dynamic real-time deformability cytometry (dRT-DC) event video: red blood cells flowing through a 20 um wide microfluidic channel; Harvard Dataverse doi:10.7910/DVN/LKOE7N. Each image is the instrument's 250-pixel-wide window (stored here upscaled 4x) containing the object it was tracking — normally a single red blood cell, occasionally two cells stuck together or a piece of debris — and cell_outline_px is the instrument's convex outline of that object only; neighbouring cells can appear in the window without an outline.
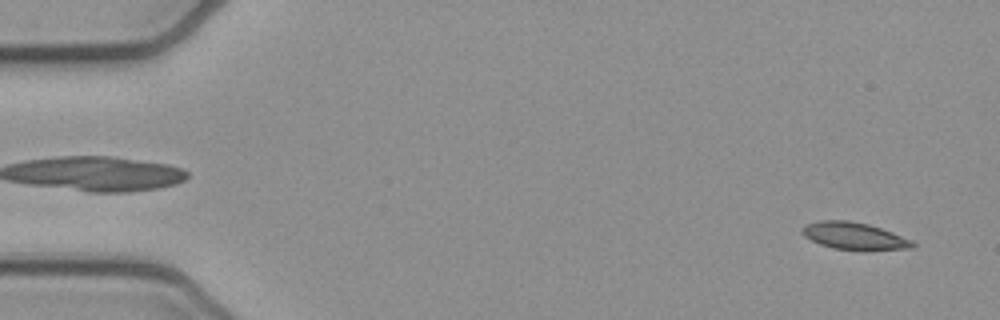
{"species": "common noctule bat (a hibernating species)", "species_latin": "Nyctalus noctula", "temperature_condition": "cold", "stored_images_in_passage": 51, "camera_frame_rate_fps": 3000, "um_per_image_px": 0.085, "animal": {"sex": "female", "body_mass_g": 21.9}, "frame": {"image": 1, "passage_image": 2, "time_ms": 0.333, "image_size_px": [1000, 320], "cell_outline_px": [[916, 244], [912, 248], [864, 252], [832, 248], [820, 244], [804, 236], [800, 228], [804, 224], [820, 220], [848, 220], [868, 224], [892, 232], [912, 240]], "centroid_in_image_um": [72.61, 20.08], "position_along_channel_um": 12.4, "area_um2": 17.98}}
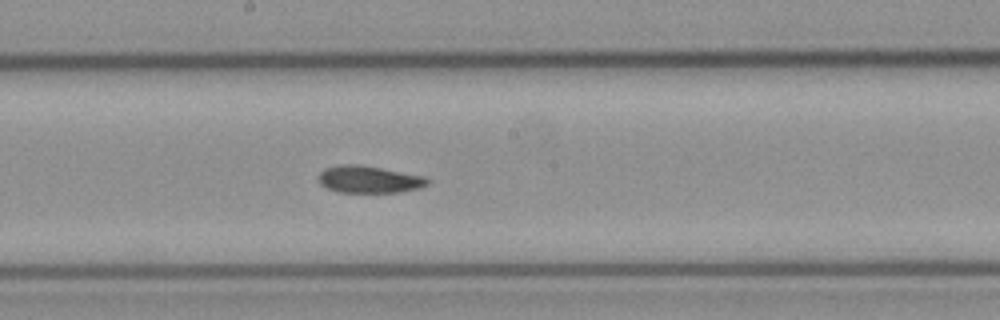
{"frame": {"image": 2, "passage_image": 27, "time_ms": 8.667, "image_size_px": [1000, 320], "cell_outline_px": [[432, 180], [428, 184], [420, 188], [400, 192], [336, 192], [320, 184], [316, 176], [324, 168], [340, 164], [360, 164], [424, 176]], "centroid_in_image_um": [31.35, 15.24], "position_along_channel_um": 216.9, "area_um2": 17.46}}
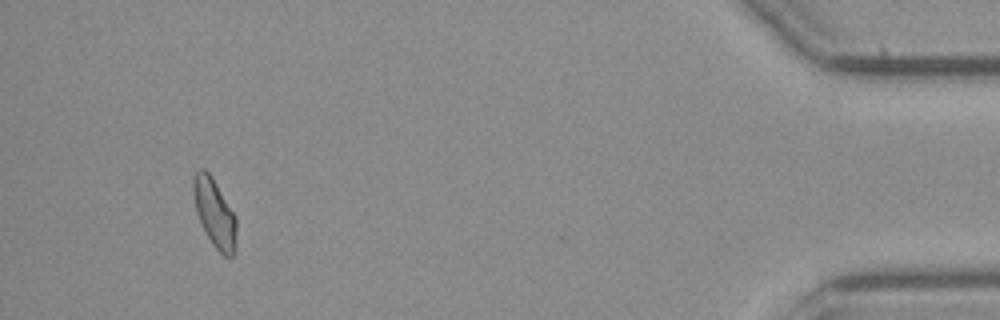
{"frame": {"image": 3, "passage_image": 48, "time_ms": 15.667, "image_size_px": [1000, 320], "cell_outline_px": [[236, 244], [232, 256], [224, 256], [212, 244], [196, 212], [192, 192], [192, 184], [196, 172], [200, 168], [204, 168], [212, 176], [236, 216]], "centroid_in_image_um": [18.24, 18.08], "position_along_channel_um": 417.0, "area_um2": 17.05}, "authors_computed_cell_mechanics": {"area_um2": 17.2244, "velocity_mm_per_s": 3.9156, "shape_relaxation_time_tau1_ms": null, "shape_relaxation_time_tau2_ms": 3.5178, "deformation_change_tau1": null, "deformation_change_tau2": 0.0846}}